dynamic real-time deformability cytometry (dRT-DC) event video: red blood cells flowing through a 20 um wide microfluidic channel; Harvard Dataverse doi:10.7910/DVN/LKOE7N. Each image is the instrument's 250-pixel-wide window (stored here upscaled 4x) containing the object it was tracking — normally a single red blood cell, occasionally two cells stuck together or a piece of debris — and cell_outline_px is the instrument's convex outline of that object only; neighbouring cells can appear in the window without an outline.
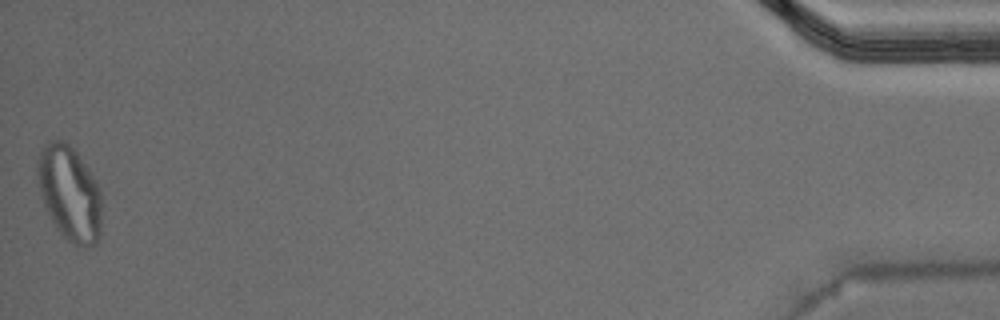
{"species": "Egyptian fruit bat (a non-hibernating species)", "species_latin": "Rousettus aegyptiacus", "temperature_condition": "warm", "stored_images_in_passage": 51, "camera_frame_rate_fps": 3000, "um_per_image_px": 0.085, "animal": {"sex": "male"}, "frame": {"image": 1, "passage_image": 51, "time_ms": 16.667, "image_size_px": [1000, 320], "cell_outline_px": [[100, 236], [96, 244], [84, 248], [72, 244], [56, 228], [44, 204], [36, 172], [36, 164], [40, 152], [52, 140], [64, 140], [76, 152], [88, 168], [96, 180], [100, 188]], "centroid_in_image_um": [5.93, 16.45], "position_along_channel_um": 429.3, "area_um2": 35.2}, "authors_computed_cell_mechanics": {"area_um2": 20.1722, "velocity_mm_per_s": 3.9663, "shape_relaxation_time_tau1_ms": null, "shape_relaxation_time_tau2_ms": 2.1538, "deformation_change_tau1": null, "deformation_change_tau2": 0.0863}}